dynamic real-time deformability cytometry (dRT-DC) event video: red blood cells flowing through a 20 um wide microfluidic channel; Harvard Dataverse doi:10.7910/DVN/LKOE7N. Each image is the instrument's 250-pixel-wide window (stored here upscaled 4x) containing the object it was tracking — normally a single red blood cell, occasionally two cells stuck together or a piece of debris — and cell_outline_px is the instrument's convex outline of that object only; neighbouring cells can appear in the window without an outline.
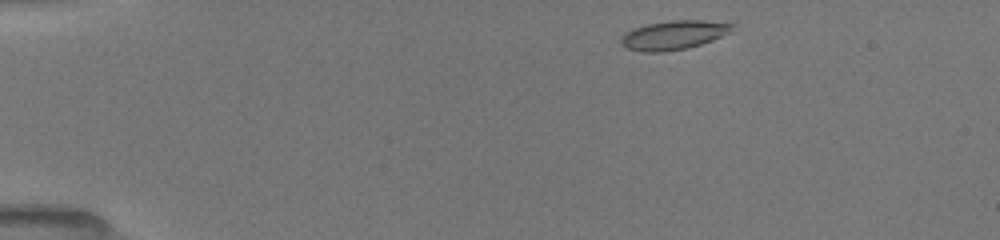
{"species": "common noctule bat (a hibernating species)", "species_latin": "Nyctalus noctula", "temperature_condition": "room temperature", "stored_images_in_passage": 17, "camera_frame_rate_fps": 3000, "um_per_image_px": 0.085, "animal": {"sex": "female", "body_mass_g": 19.5, "forearm_length_mm": 54.1}, "frame": {"image": 1, "passage_image": 1, "time_ms": 0.0, "image_size_px": [1000, 240], "cell_outline_px": [[736, 24], [732, 32], [712, 40], [688, 48], [660, 52], [644, 52], [624, 48], [620, 44], [620, 36], [624, 32], [632, 28], [644, 24], [668, 20], [704, 20]], "centroid_in_image_um": [57.22, 2.97], "position_along_channel_um": 27.8, "area_um2": 19.25}}
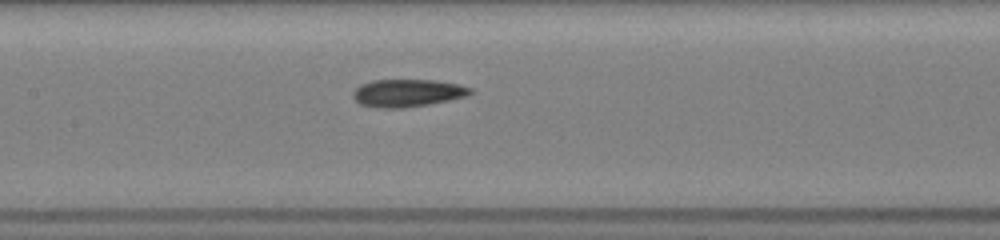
{"frame": {"image": 2, "passage_image": 12, "time_ms": 5.667, "image_size_px": [1000, 240], "cell_outline_px": [[472, 92], [468, 96], [428, 104], [404, 108], [376, 108], [360, 104], [352, 96], [352, 92], [360, 84], [372, 80], [436, 80], [460, 84], [472, 88]], "centroid_in_image_um": [34.63, 7.9], "position_along_channel_um": 172.8, "area_um2": 19.02}}
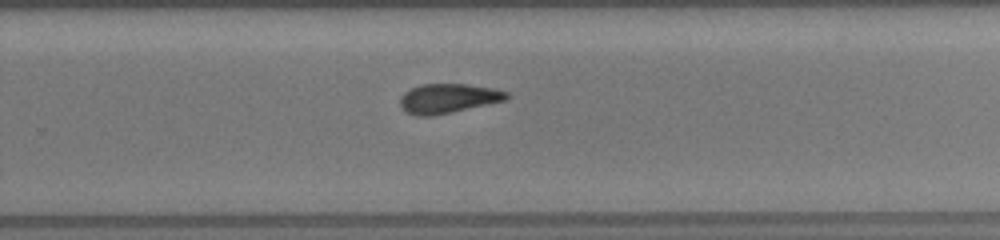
{"frame": {"image": 3, "passage_image": 17, "time_ms": 8.667, "image_size_px": [1000, 240], "cell_outline_px": [[508, 96], [504, 100], [452, 112], [432, 116], [416, 116], [408, 112], [400, 104], [400, 96], [404, 92], [420, 84], [468, 84], [496, 88], [508, 92]], "centroid_in_image_um": [38.08, 8.35], "position_along_channel_um": 291.7, "area_um2": 18.15}}